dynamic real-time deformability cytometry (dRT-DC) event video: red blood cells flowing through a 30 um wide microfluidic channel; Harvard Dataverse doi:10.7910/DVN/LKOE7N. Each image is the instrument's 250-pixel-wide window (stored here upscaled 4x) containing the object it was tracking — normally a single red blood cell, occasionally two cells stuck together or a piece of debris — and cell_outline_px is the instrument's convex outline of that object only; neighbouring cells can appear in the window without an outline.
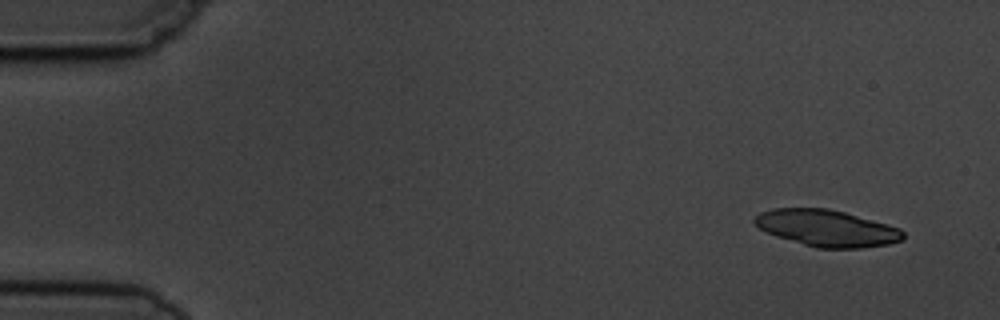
{"species": "common noctule bat (a hibernating species)", "species_latin": "Nyctalus noctula", "temperature_condition": "cold", "stored_images_in_passage": 4, "camera_frame_rate_fps": 3000, "um_per_image_px": 0.085, "animal": {"sex": "male", "body_mass_g": 19.5, "forearm_length_mm": 54.6}, "frame": {"image": 1, "passage_image": 1, "time_ms": 0.0, "image_size_px": [1000, 320], "cell_outline_px": [[904, 240], [888, 244], [860, 248], [816, 248], [776, 236], [760, 228], [752, 220], [760, 212], [772, 208], [828, 208], [844, 212], [888, 224], [900, 228], [904, 232]], "centroid_in_image_um": [70.29, 19.39], "position_along_channel_um": 14.7, "area_um2": 31.62}}